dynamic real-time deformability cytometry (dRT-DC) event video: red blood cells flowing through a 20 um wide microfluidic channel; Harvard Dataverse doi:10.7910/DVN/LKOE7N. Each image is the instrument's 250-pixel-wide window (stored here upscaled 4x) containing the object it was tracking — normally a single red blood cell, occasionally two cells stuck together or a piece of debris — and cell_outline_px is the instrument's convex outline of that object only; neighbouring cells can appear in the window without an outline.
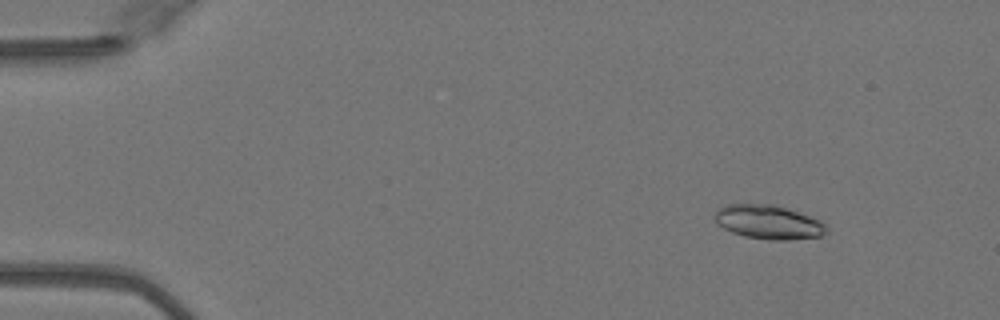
{"species": "Egyptian fruit bat (a non-hibernating species)", "species_latin": "Rousettus aegyptiacus", "temperature_condition": "warm", "stored_images_in_passage": 14, "camera_frame_rate_fps": 3000, "um_per_image_px": 0.085, "animal": {"sex": "female"}, "frame": {"image": 1, "passage_image": 5, "time_ms": 1.333, "image_size_px": [1000, 320], "cell_outline_px": [[828, 228], [820, 236], [788, 240], [772, 240], [744, 236], [732, 232], [716, 224], [716, 212], [724, 204], [776, 204], [788, 208], [820, 220]], "centroid_in_image_um": [65.31, 18.87], "position_along_channel_um": 19.7, "area_um2": 22.02}}